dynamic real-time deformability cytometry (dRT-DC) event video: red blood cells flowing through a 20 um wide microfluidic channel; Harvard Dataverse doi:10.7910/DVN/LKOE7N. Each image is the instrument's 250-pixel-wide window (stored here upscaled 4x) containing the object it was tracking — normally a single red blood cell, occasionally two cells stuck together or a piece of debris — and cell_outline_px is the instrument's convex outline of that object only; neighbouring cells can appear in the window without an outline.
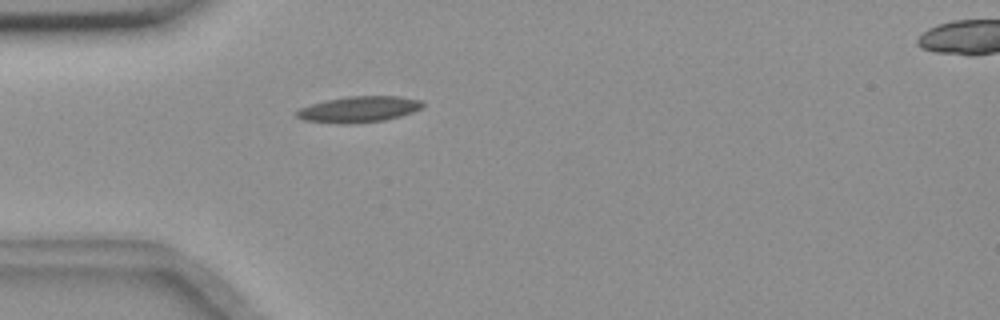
{"species": "common noctule bat (a hibernating species)", "species_latin": "Nyctalus noctula", "temperature_condition": "room temperature", "stored_images_in_passage": 41, "camera_frame_rate_fps": 3000, "um_per_image_px": 0.085, "animal": {"sex": "female", "body_mass_g": 18.4}, "frame": {"image": 1, "passage_image": 1, "time_ms": 0.0, "image_size_px": [1000, 320], "cell_outline_px": [[424, 104], [420, 108], [412, 112], [400, 116], [384, 120], [352, 124], [336, 124], [304, 120], [296, 116], [296, 112], [300, 108], [324, 100], [348, 96], [400, 96], [420, 100]], "centroid_in_image_um": [30.48, 9.29], "position_along_channel_um": 54.5, "area_um2": 19.13}}
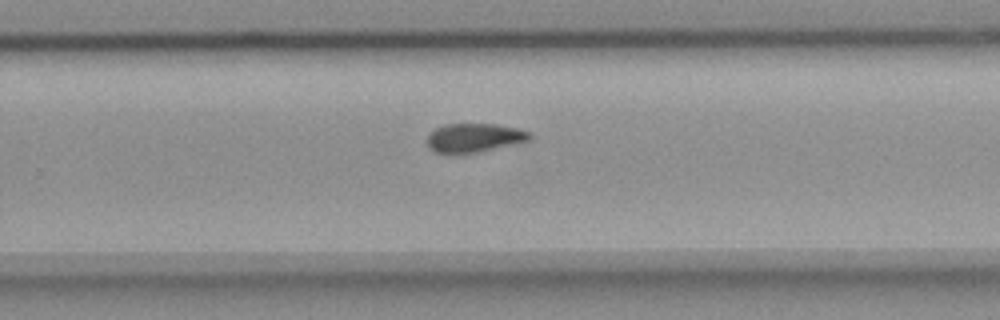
{"frame": {"image": 2, "passage_image": 21, "time_ms": 6.667, "image_size_px": [1000, 320], "cell_outline_px": [[532, 140], [520, 144], [476, 152], [436, 152], [428, 148], [428, 132], [444, 124], [496, 124], [516, 128], [532, 132]], "centroid_in_image_um": [40.38, 11.69], "position_along_channel_um": 289.4, "area_um2": 17.34}}
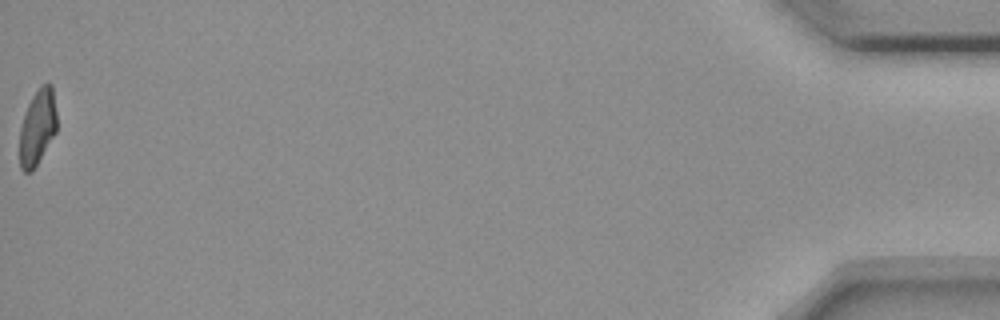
{"frame": {"image": 3, "passage_image": 41, "time_ms": 13.333, "image_size_px": [1000, 320], "cell_outline_px": [[56, 132], [32, 172], [24, 172], [20, 168], [20, 128], [28, 104], [32, 96], [40, 84], [52, 84], [56, 112]], "centroid_in_image_um": [3.18, 10.81], "position_along_channel_um": 432.0, "area_um2": 16.3}}